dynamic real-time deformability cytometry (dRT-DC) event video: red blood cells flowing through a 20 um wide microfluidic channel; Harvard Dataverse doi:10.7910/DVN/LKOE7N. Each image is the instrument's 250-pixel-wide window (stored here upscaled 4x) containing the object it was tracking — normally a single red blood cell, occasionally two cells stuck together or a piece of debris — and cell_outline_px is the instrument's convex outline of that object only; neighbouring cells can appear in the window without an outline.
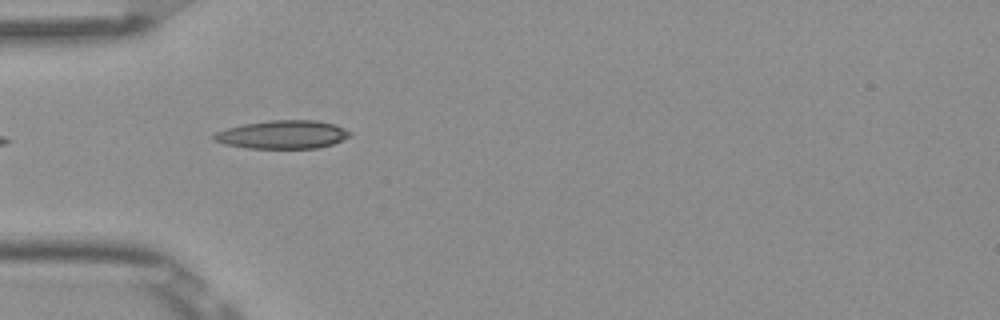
{"species": "Egyptian fruit bat (a non-hibernating species)", "species_latin": "Rousettus aegyptiacus", "temperature_condition": "room temperature", "stored_images_in_passage": 2, "camera_frame_rate_fps": 3000, "um_per_image_px": 0.085, "frame": {"image": 1, "passage_image": 1, "time_ms": 0.0, "image_size_px": [1000, 320], "cell_outline_px": [[352, 132], [348, 136], [332, 144], [320, 148], [248, 148], [224, 144], [212, 140], [212, 136], [216, 132], [228, 128], [244, 124], [272, 120], [316, 120], [336, 124]], "centroid_in_image_um": [24.02, 11.43], "position_along_channel_um": 61.0, "area_um2": 22.37}}
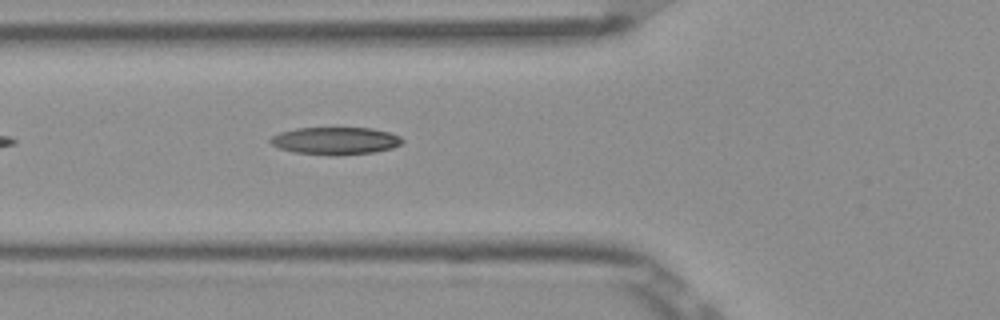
{"frame": {"image": 2, "passage_image": 2, "time_ms": 0.333, "image_size_px": [1000, 320], "cell_outline_px": [[404, 140], [400, 144], [392, 148], [372, 152], [332, 156], [328, 156], [292, 152], [280, 148], [272, 144], [268, 140], [272, 136], [280, 132], [296, 128], [372, 128], [388, 132], [400, 136]], "centroid_in_image_um": [28.48, 11.97], "position_along_channel_um": 97.3, "area_um2": 21.15}}